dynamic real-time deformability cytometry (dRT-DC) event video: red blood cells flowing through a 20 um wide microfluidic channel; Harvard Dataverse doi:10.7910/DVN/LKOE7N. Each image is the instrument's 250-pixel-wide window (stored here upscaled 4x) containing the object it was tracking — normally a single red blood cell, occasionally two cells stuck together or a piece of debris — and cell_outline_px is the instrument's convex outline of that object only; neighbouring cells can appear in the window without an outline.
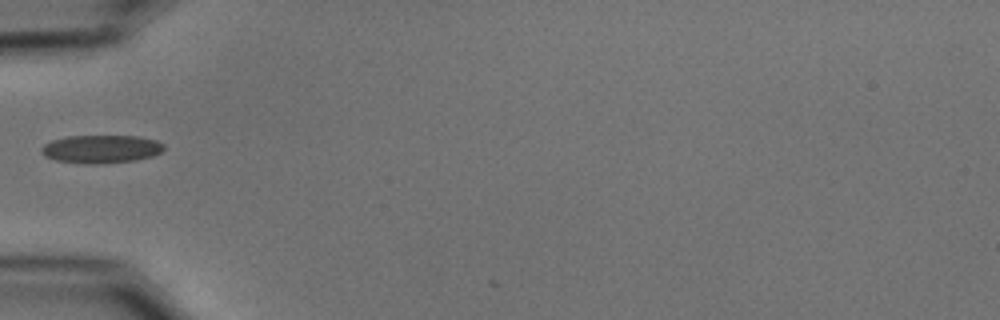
{"species": "common noctule bat (a hibernating species)", "species_latin": "Nyctalus noctula", "temperature_condition": "cold", "stored_images_in_passage": 5, "camera_frame_rate_fps": 3000, "um_per_image_px": 0.085, "animal": {"sex": "male", "body_mass_g": 15.6}, "frame": {"image": 1, "passage_image": 1, "time_ms": 0.0, "image_size_px": [1000, 320], "cell_outline_px": [[164, 148], [160, 152], [152, 156], [136, 160], [100, 164], [84, 164], [56, 160], [44, 156], [40, 152], [40, 148], [44, 144], [52, 140], [68, 136], [136, 136], [156, 140], [164, 144]], "centroid_in_image_um": [8.57, 12.67], "position_along_channel_um": 76.4, "area_um2": 20.17}}